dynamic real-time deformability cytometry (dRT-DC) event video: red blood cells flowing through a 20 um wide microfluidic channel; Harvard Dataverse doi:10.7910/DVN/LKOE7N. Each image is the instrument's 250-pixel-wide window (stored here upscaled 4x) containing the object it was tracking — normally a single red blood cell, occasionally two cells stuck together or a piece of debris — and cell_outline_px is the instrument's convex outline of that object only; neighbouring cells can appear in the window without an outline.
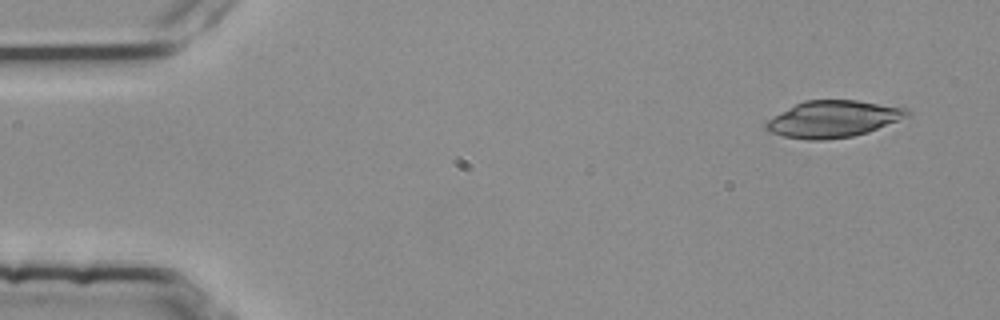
{"species": "common noctule bat (a hibernating species)", "species_latin": "Nyctalus noctula", "temperature_condition": "room temperature", "stored_images_in_passage": 4, "camera_frame_rate_fps": 3000, "um_per_image_px": 0.085, "animal": {"sex": "female", "body_mass_g": 25.1}, "frame": {"image": 1, "passage_image": 1, "time_ms": 0.0, "image_size_px": [1000, 320], "cell_outline_px": [[912, 116], [868, 132], [852, 136], [824, 140], [808, 140], [784, 136], [768, 132], [764, 128], [764, 124], [768, 120], [796, 104], [804, 100], [856, 100], [908, 108], [912, 112]], "centroid_in_image_um": [70.87, 10.12], "position_along_channel_um": 14.1, "area_um2": 30.29}}